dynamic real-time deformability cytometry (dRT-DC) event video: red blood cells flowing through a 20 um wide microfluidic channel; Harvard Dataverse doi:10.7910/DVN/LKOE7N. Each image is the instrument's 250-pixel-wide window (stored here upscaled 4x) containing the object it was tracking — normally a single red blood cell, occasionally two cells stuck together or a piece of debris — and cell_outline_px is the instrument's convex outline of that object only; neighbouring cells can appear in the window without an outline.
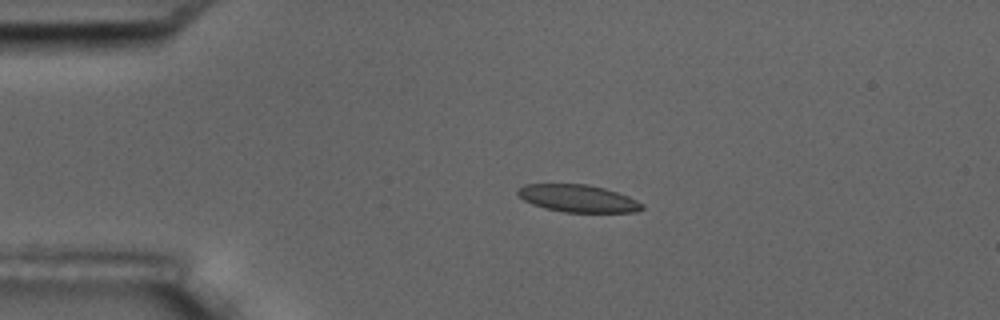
{"species": "common noctule bat (a hibernating species)", "species_latin": "Nyctalus noctula", "temperature_condition": "room temperature", "stored_images_in_passage": 3, "camera_frame_rate_fps": 3000, "um_per_image_px": 0.085, "animal": {"sex": "male", "body_mass_g": 17.5, "forearm_length_mm": 52.3}, "frame": {"image": 1, "passage_image": 2, "time_ms": 1.0, "image_size_px": [1000, 320], "cell_outline_px": [[644, 208], [636, 212], [564, 212], [544, 208], [532, 204], [524, 200], [516, 192], [516, 188], [524, 184], [588, 184], [604, 188], [628, 196], [644, 204]], "centroid_in_image_um": [49.11, 16.86], "position_along_channel_um": 35.9, "area_um2": 19.88}}